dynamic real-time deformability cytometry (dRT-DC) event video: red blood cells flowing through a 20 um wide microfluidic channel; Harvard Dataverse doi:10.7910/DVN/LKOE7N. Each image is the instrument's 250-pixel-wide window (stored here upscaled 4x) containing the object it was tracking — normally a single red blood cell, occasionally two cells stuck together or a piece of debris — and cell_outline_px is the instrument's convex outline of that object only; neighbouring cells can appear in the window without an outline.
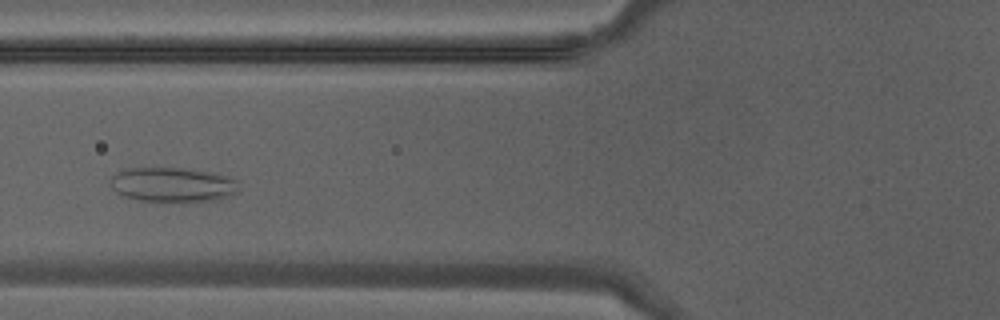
{"species": "Egyptian fruit bat (a non-hibernating species)", "species_latin": "Rousettus aegyptiacus", "temperature_condition": "warm", "stored_images_in_passage": 36, "camera_frame_rate_fps": 3000, "um_per_image_px": 0.085, "animal": {"sex": "male"}, "frame": {"image": 1, "passage_image": 11, "time_ms": 3.333, "image_size_px": [1000, 320], "cell_outline_px": [[236, 192], [228, 196], [212, 200], [140, 200], [124, 196], [116, 192], [112, 188], [112, 176], [120, 168], [184, 168], [228, 176], [236, 180]], "centroid_in_image_um": [14.6, 15.67], "position_along_channel_um": 111.2, "area_um2": 25.14}}
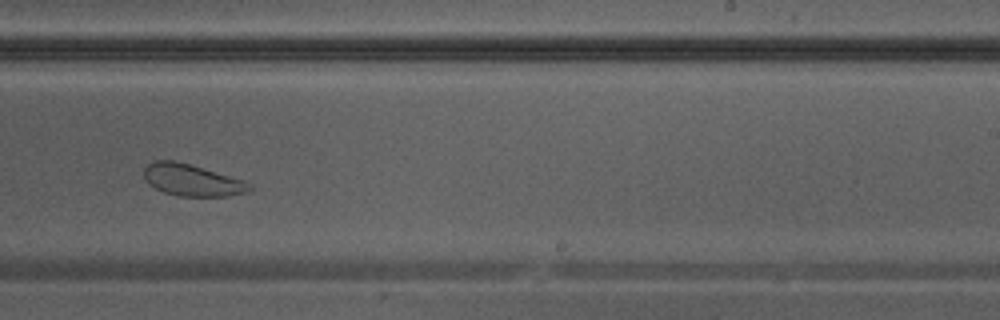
{"frame": {"image": 2, "passage_image": 21, "time_ms": 6.667, "image_size_px": [1000, 320], "cell_outline_px": [[252, 188], [244, 192], [228, 196], [180, 196], [164, 192], [148, 184], [144, 180], [144, 168], [152, 160], [172, 160], [188, 164], [244, 180], [252, 184]], "centroid_in_image_um": [16.28, 15.31], "position_along_channel_um": 272.7, "area_um2": 19.36}}
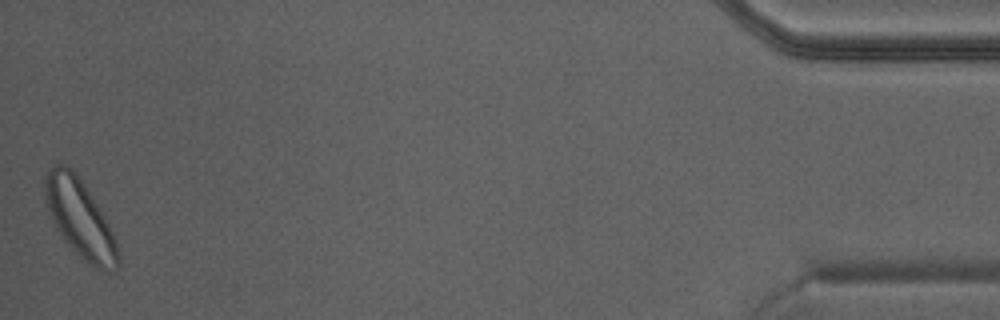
{"frame": {"image": 3, "passage_image": 36, "time_ms": 11.667, "image_size_px": [1000, 320], "cell_outline_px": [[120, 264], [116, 272], [92, 268], [64, 240], [56, 228], [48, 208], [44, 196], [44, 172], [52, 164], [64, 164], [72, 168], [104, 216], [116, 240], [120, 256]], "centroid_in_image_um": [6.79, 18.59], "position_along_channel_um": 428.4, "area_um2": 33.06}}